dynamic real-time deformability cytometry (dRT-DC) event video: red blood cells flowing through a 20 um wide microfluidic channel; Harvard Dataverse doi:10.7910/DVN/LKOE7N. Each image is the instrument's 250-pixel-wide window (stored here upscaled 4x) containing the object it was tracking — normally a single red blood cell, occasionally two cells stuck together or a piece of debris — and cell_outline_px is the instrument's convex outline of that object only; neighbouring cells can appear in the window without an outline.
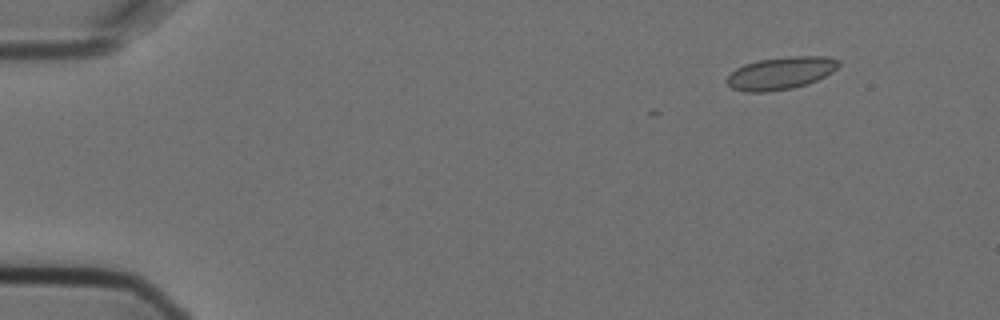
{"species": "Egyptian fruit bat (a non-hibernating species)", "species_latin": "Rousettus aegyptiacus", "temperature_condition": "cold", "stored_images_in_passage": 5, "camera_frame_rate_fps": 3000, "um_per_image_px": 0.085, "animal": {"sex": "female"}, "frame": {"image": 1, "passage_image": 2, "time_ms": 0.333, "image_size_px": [1000, 320], "cell_outline_px": [[840, 64], [832, 72], [808, 84], [792, 88], [768, 92], [744, 92], [732, 88], [724, 80], [736, 68], [744, 64], [760, 60], [788, 56], [828, 56], [840, 60]], "centroid_in_image_um": [66.36, 6.22], "position_along_channel_um": 18.6, "area_um2": 21.27}}
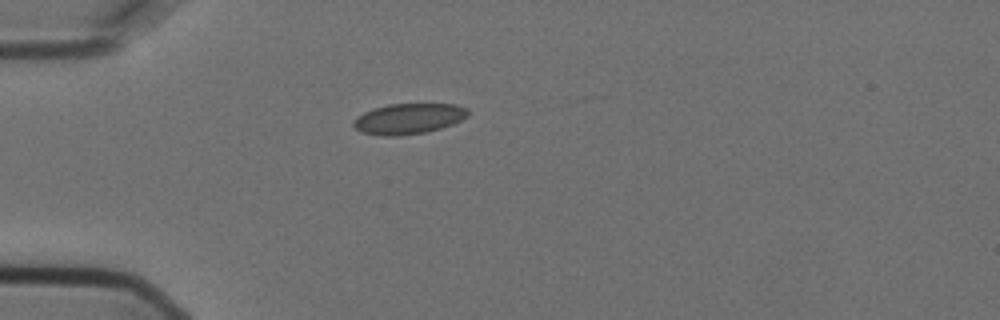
{"frame": {"image": 2, "passage_image": 5, "time_ms": 1.333, "image_size_px": [1000, 320], "cell_outline_px": [[468, 116], [452, 124], [440, 128], [424, 132], [400, 136], [380, 136], [360, 132], [352, 124], [352, 120], [356, 116], [372, 108], [388, 104], [456, 104], [468, 108]], "centroid_in_image_um": [34.68, 10.09], "position_along_channel_um": 50.3, "area_um2": 20.58}}